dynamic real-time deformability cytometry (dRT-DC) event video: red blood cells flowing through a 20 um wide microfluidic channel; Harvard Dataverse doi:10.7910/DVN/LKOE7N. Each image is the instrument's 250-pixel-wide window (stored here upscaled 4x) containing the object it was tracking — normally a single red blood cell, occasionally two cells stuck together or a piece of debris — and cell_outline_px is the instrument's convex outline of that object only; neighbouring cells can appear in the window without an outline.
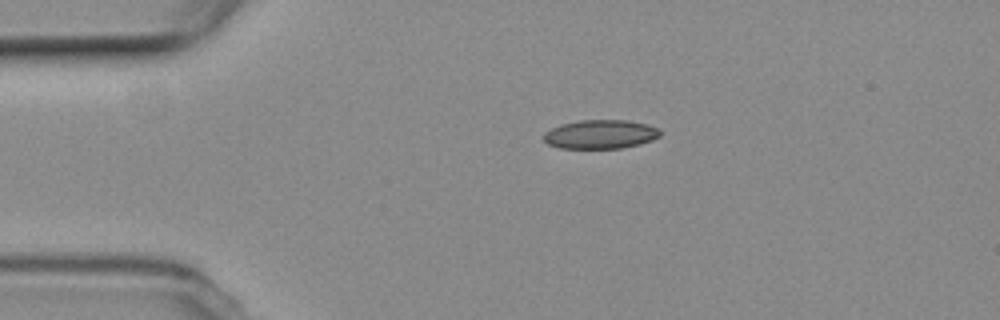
{"species": "common noctule bat (a hibernating species)", "species_latin": "Nyctalus noctula", "temperature_condition": "room temperature", "stored_images_in_passage": 6, "camera_frame_rate_fps": 3000, "um_per_image_px": 0.085, "animal": {"sex": "female", "body_mass_g": 19.3, "forearm_length_mm": 54.1}, "frame": {"image": 1, "passage_image": 1, "time_ms": 0.0, "image_size_px": [1000, 320], "cell_outline_px": [[660, 136], [652, 140], [640, 144], [620, 148], [560, 148], [548, 144], [544, 140], [544, 132], [560, 124], [580, 120], [628, 120], [660, 128]], "centroid_in_image_um": [51.03, 11.41], "position_along_channel_um": 34.0, "area_um2": 19.59}}
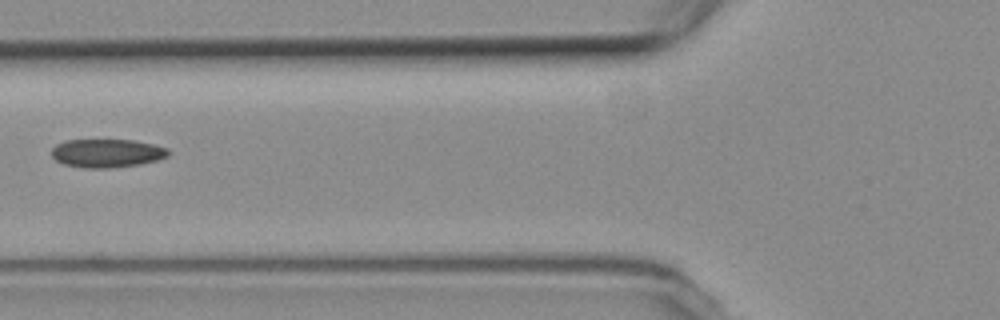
{"frame": {"image": 2, "passage_image": 4, "time_ms": 3.333, "image_size_px": [1000, 320], "cell_outline_px": [[168, 156], [156, 160], [140, 164], [112, 168], [84, 168], [64, 164], [56, 160], [52, 156], [52, 148], [56, 144], [64, 140], [132, 140], [152, 144], [168, 148]], "centroid_in_image_um": [9.06, 13.02], "position_along_channel_um": 116.7, "area_um2": 19.31}}
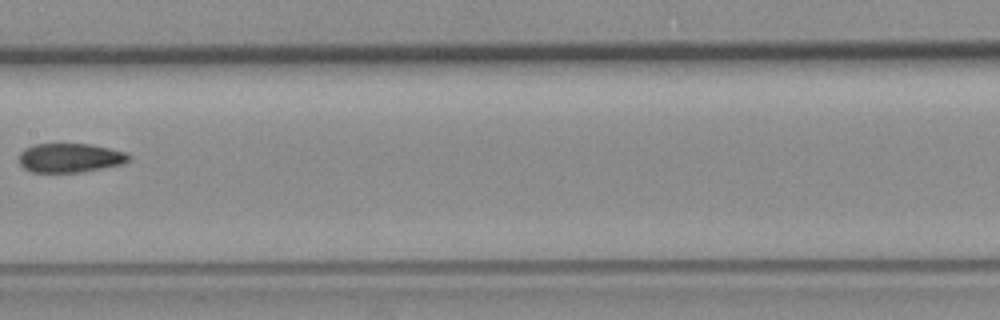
{"frame": {"image": 3, "passage_image": 6, "time_ms": 5.667, "image_size_px": [1000, 320], "cell_outline_px": [[132, 156], [124, 164], [84, 172], [32, 172], [24, 168], [20, 164], [20, 152], [24, 148], [36, 144], [92, 144], [128, 152]], "centroid_in_image_um": [6.0, 13.41], "position_along_channel_um": 201.4, "area_um2": 18.84}}